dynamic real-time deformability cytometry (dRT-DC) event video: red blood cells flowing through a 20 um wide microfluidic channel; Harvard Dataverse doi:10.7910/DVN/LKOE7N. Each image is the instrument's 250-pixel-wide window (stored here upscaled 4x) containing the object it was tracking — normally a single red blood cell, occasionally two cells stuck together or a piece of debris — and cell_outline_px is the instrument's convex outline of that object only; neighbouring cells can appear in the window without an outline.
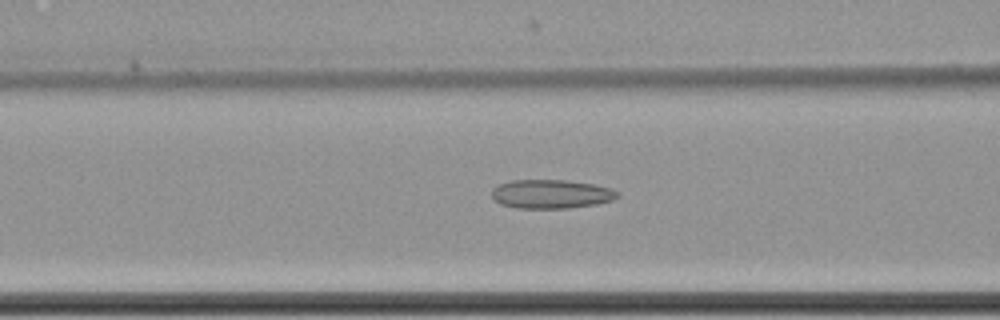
{"species": "common noctule bat (a hibernating species)", "species_latin": "Nyctalus noctula", "temperature_condition": "cold", "stored_images_in_passage": 33, "camera_frame_rate_fps": 3000, "um_per_image_px": 0.085, "animal": {"sex": "female", "body_mass_g": 22.7, "forearm_length_mm": 54.2}, "frame": {"image": 1, "passage_image": 9, "time_ms": 2.667, "image_size_px": [1000, 320], "cell_outline_px": [[620, 196], [612, 200], [596, 204], [568, 208], [516, 208], [500, 204], [492, 196], [492, 188], [500, 184], [512, 180], [564, 180], [596, 184], [612, 188], [620, 192]], "centroid_in_image_um": [46.89, 16.49], "position_along_channel_um": 119.7, "area_um2": 21.27}}
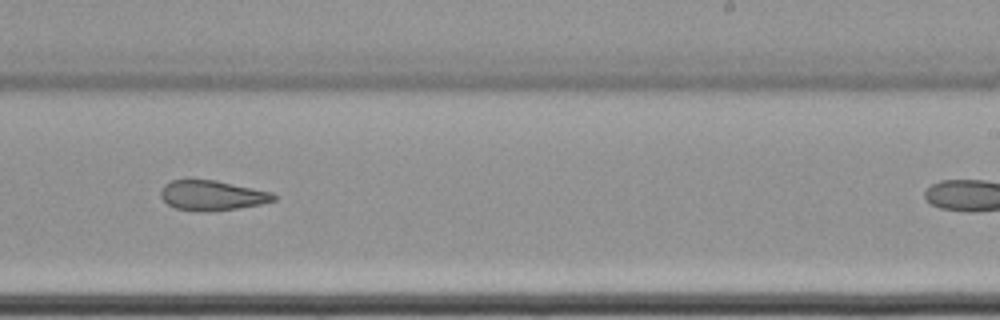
{"frame": {"image": 2, "passage_image": 22, "time_ms": 7.0, "image_size_px": [1000, 320], "cell_outline_px": [[276, 200], [260, 204], [236, 208], [196, 212], [176, 208], [168, 204], [160, 196], [160, 192], [164, 184], [172, 180], [216, 180], [272, 192], [276, 196]], "centroid_in_image_um": [18.01, 16.6], "position_along_channel_um": 271.0, "area_um2": 19.54}}
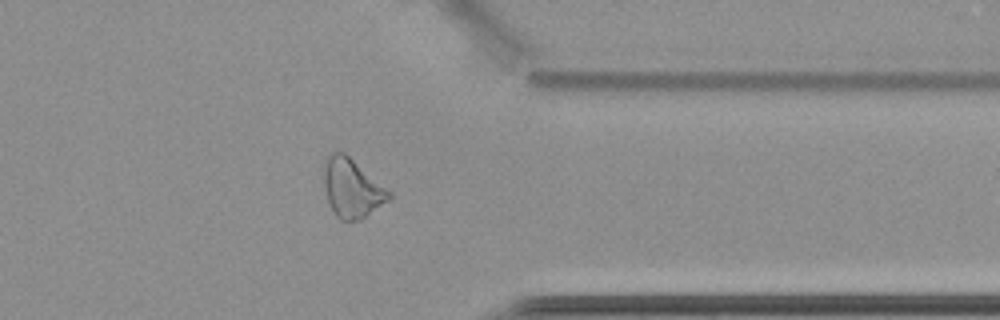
{"frame": {"image": 3, "passage_image": 32, "time_ms": 10.333, "image_size_px": [1000, 320], "cell_outline_px": [[392, 196], [388, 200], [360, 220], [340, 220], [336, 216], [328, 200], [324, 184], [324, 164], [328, 156], [332, 152], [344, 152], [392, 192]], "centroid_in_image_um": [29.92, 15.99], "position_along_channel_um": 381.5, "area_um2": 21.96}}